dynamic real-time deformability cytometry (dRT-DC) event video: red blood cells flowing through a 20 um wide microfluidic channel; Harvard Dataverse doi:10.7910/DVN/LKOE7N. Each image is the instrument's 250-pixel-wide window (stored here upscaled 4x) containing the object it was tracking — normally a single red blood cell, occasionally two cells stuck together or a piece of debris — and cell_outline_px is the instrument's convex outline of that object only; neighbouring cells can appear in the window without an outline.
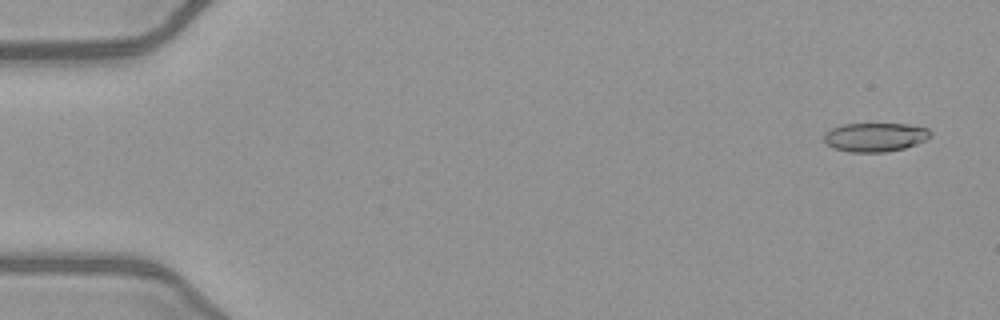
{"species": "common noctule bat (a hibernating species)", "species_latin": "Nyctalus noctula", "temperature_condition": "warm", "stored_images_in_passage": 52, "camera_frame_rate_fps": 3000, "um_per_image_px": 0.085, "animal": {"sex": "female", "body_mass_g": 21.9}, "frame": {"image": 1, "passage_image": 3, "time_ms": 0.667, "image_size_px": [1000, 320], "cell_outline_px": [[932, 136], [928, 140], [904, 148], [884, 152], [848, 152], [832, 148], [824, 140], [824, 132], [832, 128], [844, 124], [908, 124], [928, 128], [932, 132]], "centroid_in_image_um": [74.41, 11.66], "position_along_channel_um": 10.6, "area_um2": 18.09}}
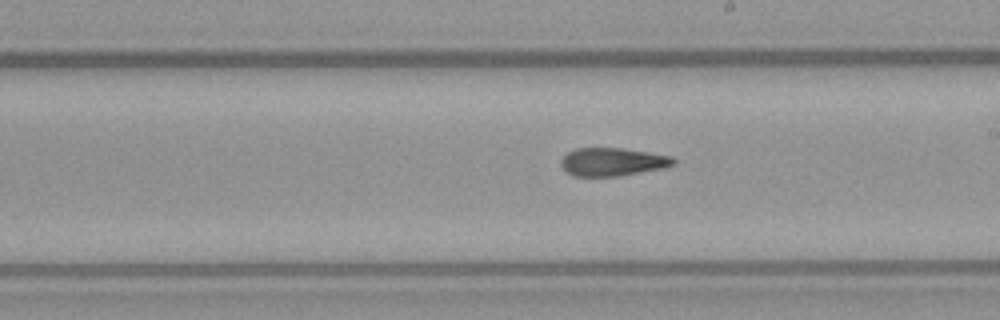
{"frame": {"image": 2, "passage_image": 30, "time_ms": 9.667, "image_size_px": [1000, 320], "cell_outline_px": [[676, 164], [664, 168], [616, 176], [572, 176], [560, 164], [560, 160], [568, 152], [576, 148], [624, 148], [672, 156], [676, 160]], "centroid_in_image_um": [52.08, 13.75], "position_along_channel_um": 236.9, "area_um2": 18.44}}
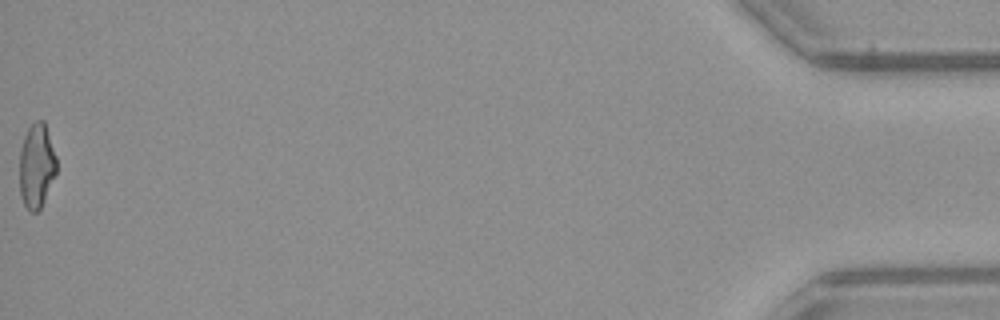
{"frame": {"image": 3, "passage_image": 52, "time_ms": 17.0, "image_size_px": [1000, 320], "cell_outline_px": [[56, 172], [44, 200], [40, 208], [36, 212], [32, 212], [24, 204], [20, 196], [20, 148], [24, 136], [28, 128], [36, 120], [44, 120], [56, 156]], "centroid_in_image_um": [3.1, 14.07], "position_along_channel_um": 432.1, "area_um2": 18.03}, "authors_computed_cell_mechanics": {"area_um2": 18.9295, "velocity_mm_per_s": 4.0748, "shape_relaxation_time_tau1_ms": null, "shape_relaxation_time_tau2_ms": 2.9205, "deformation_change_tau1": null, "deformation_change_tau2": 0.1349}}